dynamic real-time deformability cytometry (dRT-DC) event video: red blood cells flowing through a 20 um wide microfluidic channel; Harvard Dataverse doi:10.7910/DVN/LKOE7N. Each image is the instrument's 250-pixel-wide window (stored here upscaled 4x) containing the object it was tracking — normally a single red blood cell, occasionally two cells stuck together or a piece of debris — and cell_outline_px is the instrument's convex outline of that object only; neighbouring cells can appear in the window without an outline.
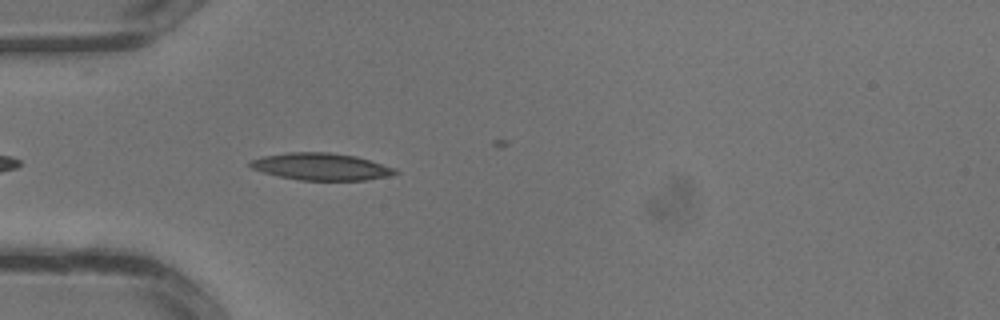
{"species": "common noctule bat (a hibernating species)", "species_latin": "Nyctalus noctula", "temperature_condition": "warm", "stored_images_in_passage": 13, "camera_frame_rate_fps": 3000, "um_per_image_px": 0.085, "animal": {"sex": "male", "body_mass_g": 13.3}, "frame": {"image": 1, "passage_image": 9, "time_ms": 2.667, "image_size_px": [1000, 320], "cell_outline_px": [[400, 172], [388, 176], [364, 180], [300, 180], [280, 176], [264, 172], [252, 168], [248, 164], [248, 160], [260, 156], [288, 152], [328, 152], [356, 156], [396, 168]], "centroid_in_image_um": [27.27, 14.15], "position_along_channel_um": 57.7, "area_um2": 22.89}}
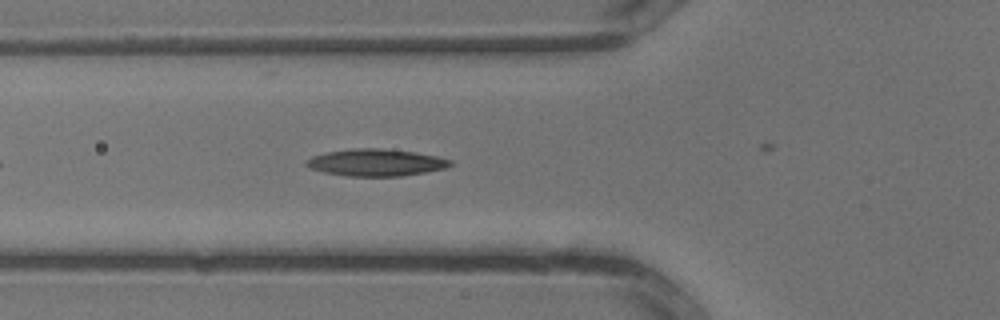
{"frame": {"image": 2, "passage_image": 11, "time_ms": 3.333, "image_size_px": [1000, 320], "cell_outline_px": [[452, 164], [444, 168], [424, 172], [400, 176], [348, 176], [324, 172], [308, 168], [304, 164], [304, 160], [312, 156], [324, 152], [352, 148], [380, 148], [412, 152], [436, 156], [452, 160]], "centroid_in_image_um": [31.87, 13.81], "position_along_channel_um": 93.9, "area_um2": 22.66}}